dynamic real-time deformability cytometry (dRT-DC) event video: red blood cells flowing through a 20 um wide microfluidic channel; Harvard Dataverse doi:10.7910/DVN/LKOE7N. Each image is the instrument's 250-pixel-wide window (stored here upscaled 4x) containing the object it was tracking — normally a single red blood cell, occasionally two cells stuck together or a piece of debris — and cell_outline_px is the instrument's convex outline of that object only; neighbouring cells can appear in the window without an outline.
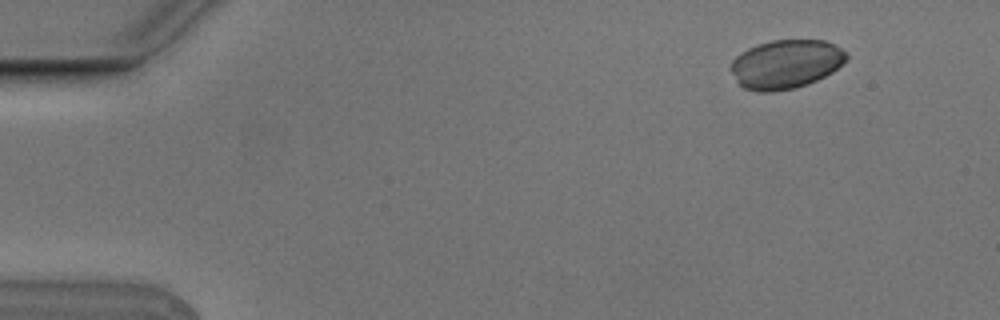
{"species": "Egyptian fruit bat (a non-hibernating species)", "species_latin": "Rousettus aegyptiacus", "temperature_condition": "cold", "stored_images_in_passage": 6, "camera_frame_rate_fps": 3000, "um_per_image_px": 0.085, "animal": {"sex": "male"}, "frame": {"image": 1, "passage_image": 2, "time_ms": 0.333, "image_size_px": [1000, 320], "cell_outline_px": [[848, 60], [832, 72], [808, 84], [796, 88], [772, 92], [760, 92], [744, 88], [736, 80], [728, 68], [732, 60], [740, 52], [756, 44], [772, 40], [824, 40], [848, 52]], "centroid_in_image_um": [66.78, 5.45], "position_along_channel_um": 18.2, "area_um2": 33.23}}